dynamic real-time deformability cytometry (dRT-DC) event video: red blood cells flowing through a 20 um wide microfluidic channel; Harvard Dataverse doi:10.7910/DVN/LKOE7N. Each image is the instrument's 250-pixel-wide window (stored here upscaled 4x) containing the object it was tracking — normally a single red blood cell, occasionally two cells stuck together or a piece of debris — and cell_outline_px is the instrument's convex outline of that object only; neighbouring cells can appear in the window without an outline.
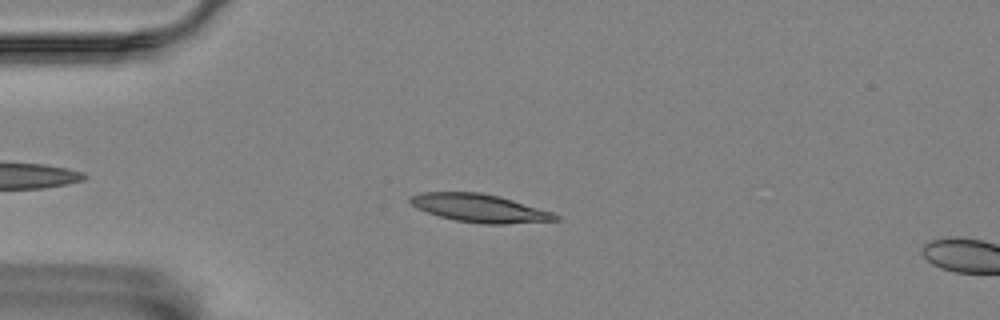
{"species": "Egyptian fruit bat (a non-hibernating species)", "species_latin": "Rousettus aegyptiacus", "temperature_condition": "room temperature", "stored_images_in_passage": 12, "camera_frame_rate_fps": 3000, "um_per_image_px": 0.085, "animal": {"sex": "female"}, "frame": {"image": 1, "passage_image": 9, "time_ms": 2.667, "image_size_px": [1000, 320], "cell_outline_px": [[560, 220], [508, 224], [480, 224], [456, 220], [440, 216], [416, 208], [408, 200], [408, 196], [420, 192], [480, 192], [500, 196], [552, 212], [560, 216]], "centroid_in_image_um": [40.76, 17.69], "position_along_channel_um": 44.2, "area_um2": 23.87}}